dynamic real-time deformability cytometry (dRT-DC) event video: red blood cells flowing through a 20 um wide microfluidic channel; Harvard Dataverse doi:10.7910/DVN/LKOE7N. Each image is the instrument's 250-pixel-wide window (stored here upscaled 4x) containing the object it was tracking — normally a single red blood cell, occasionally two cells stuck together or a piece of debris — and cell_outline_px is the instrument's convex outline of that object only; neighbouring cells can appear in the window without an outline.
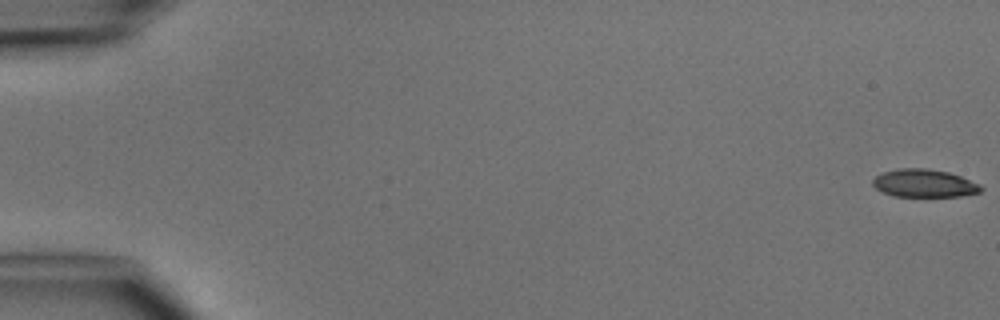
{"species": "common noctule bat (a hibernating species)", "species_latin": "Nyctalus noctula", "temperature_condition": "cold", "stored_images_in_passage": 6, "segment_of_instrument_passage": [2, 2], "camera_frame_rate_fps": 3000, "um_per_image_px": 0.085, "animal": {"sex": "male", "body_mass_g": 15.6}, "frame": {"image": 1, "passage_image": 6, "time_ms": 6.667, "image_size_px": [1000, 320], "cell_outline_px": [[984, 188], [980, 192], [960, 196], [892, 196], [876, 188], [872, 184], [872, 180], [876, 176], [884, 172], [900, 168], [928, 168], [948, 172], [960, 176], [980, 184]], "centroid_in_image_um": [78.57, 15.57], "position_along_channel_um": 6.4, "area_um2": 17.51}}